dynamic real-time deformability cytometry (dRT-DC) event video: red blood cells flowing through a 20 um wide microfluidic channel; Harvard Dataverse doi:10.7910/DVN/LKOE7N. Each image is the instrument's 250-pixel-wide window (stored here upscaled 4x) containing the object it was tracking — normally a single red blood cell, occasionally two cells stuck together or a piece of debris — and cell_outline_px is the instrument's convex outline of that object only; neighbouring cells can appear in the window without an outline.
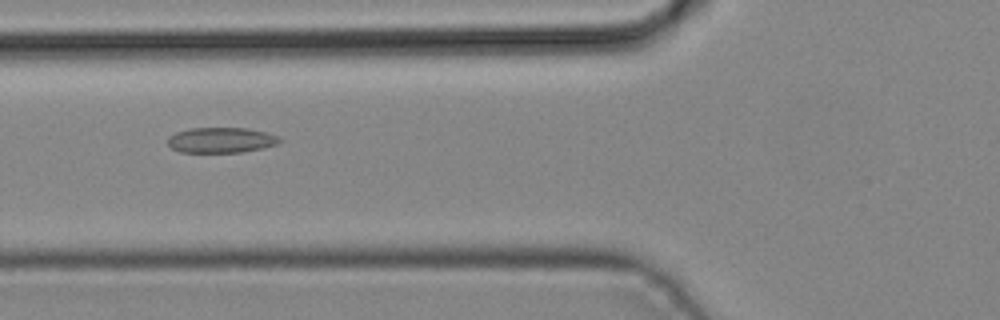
{"species": "common noctule bat (a hibernating species)", "species_latin": "Nyctalus noctula", "temperature_condition": "cold", "stored_images_in_passage": 3, "camera_frame_rate_fps": 3000, "um_per_image_px": 0.085, "animal": {"sex": "male", "body_mass_g": 19.2, "forearm_length_mm": 51.8}, "frame": {"image": 1, "passage_image": 3, "time_ms": 0.667, "image_size_px": [1000, 320], "cell_outline_px": [[284, 140], [276, 144], [264, 148], [240, 152], [180, 152], [172, 148], [168, 144], [168, 136], [176, 132], [188, 128], [248, 128], [280, 136]], "centroid_in_image_um": [18.81, 11.9], "position_along_channel_um": 107.0, "area_um2": 16.65}}